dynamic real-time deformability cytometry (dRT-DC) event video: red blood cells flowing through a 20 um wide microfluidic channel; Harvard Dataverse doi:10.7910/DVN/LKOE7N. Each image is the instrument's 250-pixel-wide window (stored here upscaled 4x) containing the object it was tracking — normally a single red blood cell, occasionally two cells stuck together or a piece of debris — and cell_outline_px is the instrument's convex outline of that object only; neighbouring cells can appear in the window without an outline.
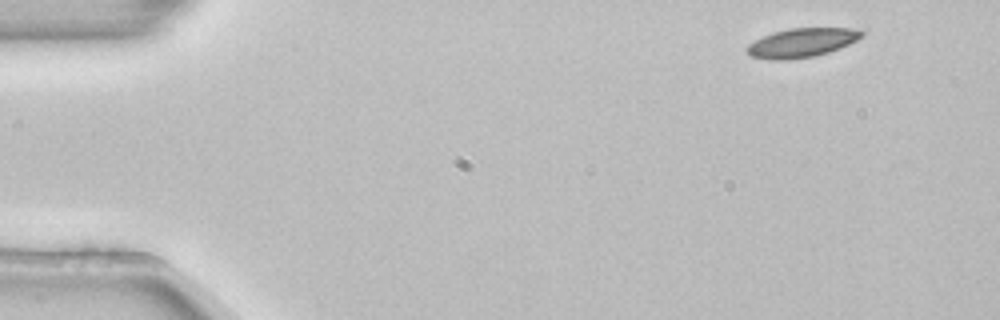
{"species": "common noctule bat (a hibernating species)", "species_latin": "Nyctalus noctula", "temperature_condition": "room temperature", "stored_images_in_passage": 4, "camera_frame_rate_fps": 3000, "um_per_image_px": 0.085, "animal": {"sex": "female", "body_mass_g": 22.7, "forearm_length_mm": 54.2}, "frame": {"image": 1, "passage_image": 1, "time_ms": 0.0, "image_size_px": [1000, 320], "cell_outline_px": [[864, 36], [848, 44], [828, 52], [812, 56], [788, 60], [772, 60], [752, 56], [744, 48], [748, 44], [772, 32], [788, 28], [852, 28], [864, 32]], "centroid_in_image_um": [68.13, 3.62], "position_along_channel_um": 16.9, "area_um2": 19.25}}
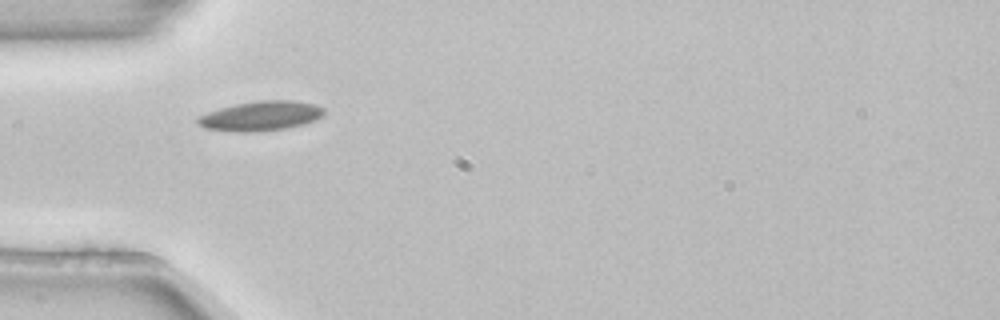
{"frame": {"image": 2, "passage_image": 4, "time_ms": 1.0, "image_size_px": [1000, 320], "cell_outline_px": [[324, 112], [316, 120], [304, 124], [288, 128], [252, 132], [236, 132], [204, 128], [196, 124], [196, 116], [220, 108], [236, 104], [260, 100], [292, 100], [316, 104], [324, 108]], "centroid_in_image_um": [22.14, 9.86], "position_along_channel_um": 62.9, "area_um2": 21.96}}